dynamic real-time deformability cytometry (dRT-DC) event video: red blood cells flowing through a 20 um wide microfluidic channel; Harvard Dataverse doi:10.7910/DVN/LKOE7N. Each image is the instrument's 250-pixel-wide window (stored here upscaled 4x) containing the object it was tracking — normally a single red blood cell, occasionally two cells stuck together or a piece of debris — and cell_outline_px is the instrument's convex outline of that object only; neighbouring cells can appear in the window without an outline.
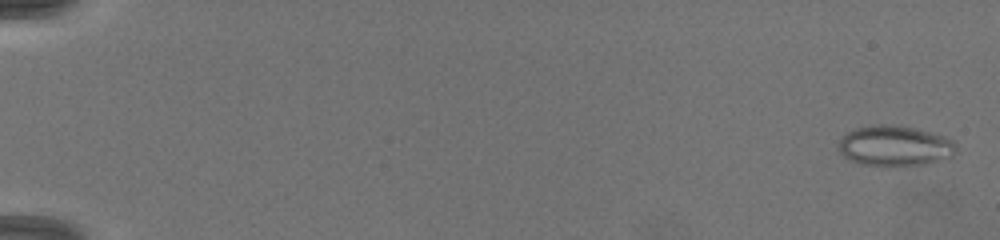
{"species": "common noctule bat (a hibernating species)", "species_latin": "Nyctalus noctula", "temperature_condition": "warm", "stored_images_in_passage": 25, "camera_frame_rate_fps": 3000, "um_per_image_px": 0.085, "animal": {"sex": "female", "body_mass_g": 19.5, "forearm_length_mm": 54.1}, "frame": {"image": 1, "passage_image": 1, "time_ms": 0.0, "image_size_px": [1000, 240], "cell_outline_px": [[956, 148], [952, 156], [924, 164], [860, 164], [848, 160], [836, 148], [840, 140], [848, 132], [856, 128], [872, 124], [892, 124], [916, 128], [932, 132], [944, 136], [952, 140], [956, 144]], "centroid_in_image_um": [76.03, 12.36], "position_along_channel_um": 9.0, "area_um2": 27.4}}
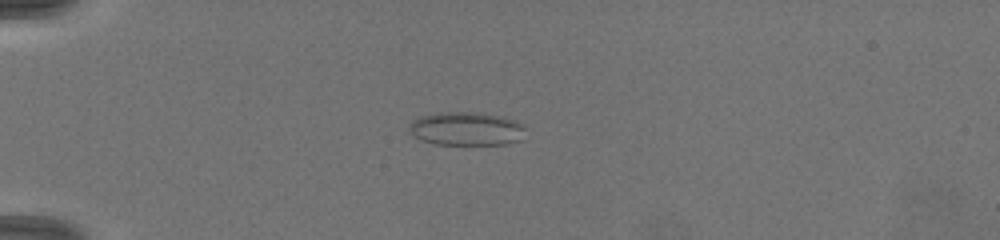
{"frame": {"image": 2, "passage_image": 20, "time_ms": 4.667, "image_size_px": [1000, 240], "cell_outline_px": [[524, 128], [520, 140], [508, 144], [436, 144], [420, 140], [408, 132], [408, 128], [412, 120], [420, 116], [440, 112], [484, 112], [516, 120], [524, 124]], "centroid_in_image_um": [39.62, 10.93], "position_along_channel_um": 45.4, "area_um2": 22.95}}